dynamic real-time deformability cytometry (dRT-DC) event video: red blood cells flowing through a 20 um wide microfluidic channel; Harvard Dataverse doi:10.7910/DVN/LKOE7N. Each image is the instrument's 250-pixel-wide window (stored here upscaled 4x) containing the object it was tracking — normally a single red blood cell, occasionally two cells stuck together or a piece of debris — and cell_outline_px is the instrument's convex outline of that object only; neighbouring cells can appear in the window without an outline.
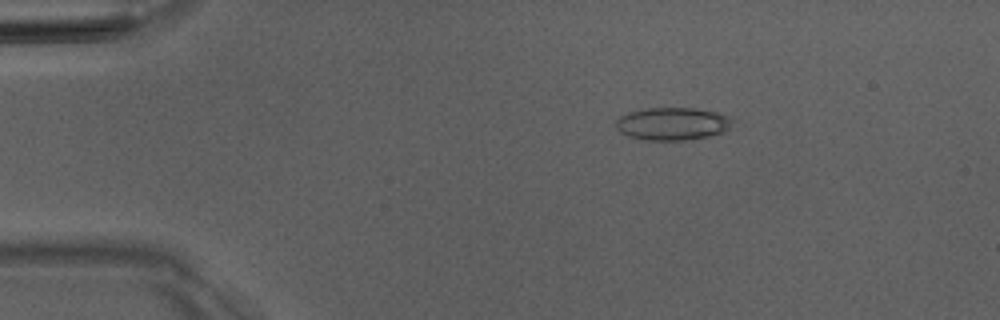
{"species": "Egyptian fruit bat (a non-hibernating species)", "species_latin": "Rousettus aegyptiacus", "temperature_condition": "room temperature", "stored_images_in_passage": 4, "camera_frame_rate_fps": 3000, "um_per_image_px": 0.085, "animal": {"sex": "male"}, "frame": {"image": 1, "passage_image": 1, "time_ms": 0.0, "image_size_px": [1000, 320], "cell_outline_px": [[736, 120], [724, 132], [708, 136], [684, 140], [644, 140], [628, 136], [620, 132], [616, 128], [616, 120], [620, 116], [628, 112], [644, 108], [696, 108], [716, 112], [728, 116]], "centroid_in_image_um": [57.16, 10.51], "position_along_channel_um": 27.8, "area_um2": 22.37}}